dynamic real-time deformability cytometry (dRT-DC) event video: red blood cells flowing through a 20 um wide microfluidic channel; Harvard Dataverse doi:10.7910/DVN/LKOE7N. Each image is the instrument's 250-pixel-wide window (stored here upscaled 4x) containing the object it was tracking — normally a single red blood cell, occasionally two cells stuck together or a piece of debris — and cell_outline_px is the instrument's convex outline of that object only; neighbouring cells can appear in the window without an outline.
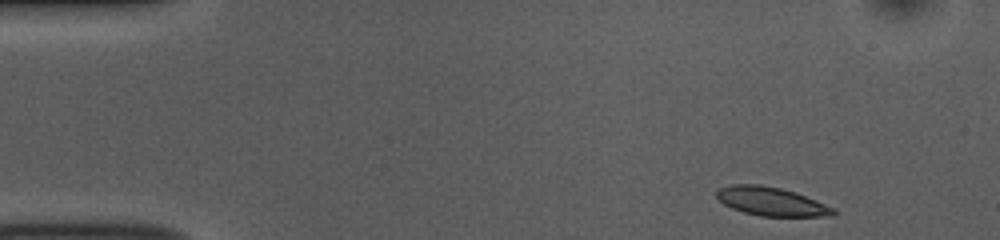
{"species": "common noctule bat (a hibernating species)", "species_latin": "Nyctalus noctula", "temperature_condition": "room temperature", "stored_images_in_passage": 47, "camera_frame_rate_fps": 3000, "um_per_image_px": 0.085, "animal": {"sex": "female", "body_mass_g": 10.0, "forearm_length_mm": 53.1}, "frame": {"image": 1, "passage_image": 1, "time_ms": 0.0, "image_size_px": [1000, 240], "cell_outline_px": [[836, 212], [832, 216], [760, 216], [744, 212], [732, 208], [724, 204], [716, 196], [716, 192], [720, 188], [732, 184], [760, 184], [780, 188], [796, 192], [824, 204], [832, 208]], "centroid_in_image_um": [65.53, 17.12], "position_along_channel_um": 19.5, "area_um2": 19.25}}
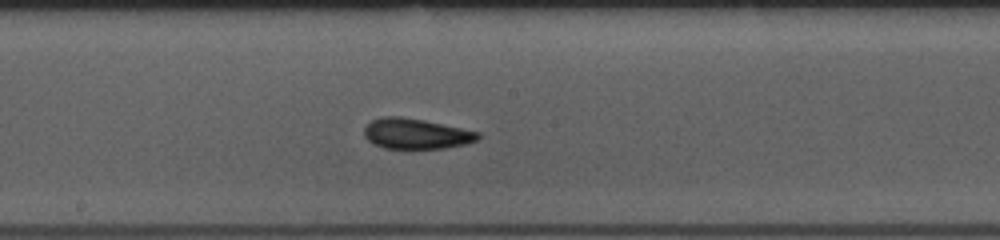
{"frame": {"image": 2, "passage_image": 23, "time_ms": 7.333, "image_size_px": [1000, 240], "cell_outline_px": [[480, 140], [464, 144], [444, 148], [384, 148], [368, 140], [364, 136], [364, 128], [372, 120], [384, 116], [400, 116], [424, 120], [480, 132]], "centroid_in_image_um": [35.38, 11.36], "position_along_channel_um": 212.8, "area_um2": 20.06}}
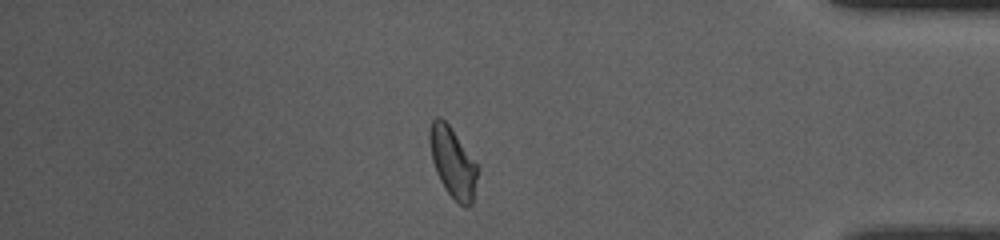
{"frame": {"image": 3, "passage_image": 40, "time_ms": 13.0, "image_size_px": [1000, 240], "cell_outline_px": [[480, 168], [472, 204], [468, 208], [464, 208], [444, 188], [436, 172], [432, 160], [428, 140], [428, 132], [432, 120], [436, 116], [440, 116], [448, 124]], "centroid_in_image_um": [38.49, 13.82], "position_along_channel_um": 396.7, "area_um2": 19.77}, "authors_computed_cell_mechanics": {"area_um2": 19.7676, "velocity_mm_per_s": 3.8134, "shape_relaxation_time_tau1_ms": 4.1644, "shape_relaxation_time_tau2_ms": 2.6798, "deformation_change_tau1": 0.1432, "deformation_change_tau2": 0.0946}}